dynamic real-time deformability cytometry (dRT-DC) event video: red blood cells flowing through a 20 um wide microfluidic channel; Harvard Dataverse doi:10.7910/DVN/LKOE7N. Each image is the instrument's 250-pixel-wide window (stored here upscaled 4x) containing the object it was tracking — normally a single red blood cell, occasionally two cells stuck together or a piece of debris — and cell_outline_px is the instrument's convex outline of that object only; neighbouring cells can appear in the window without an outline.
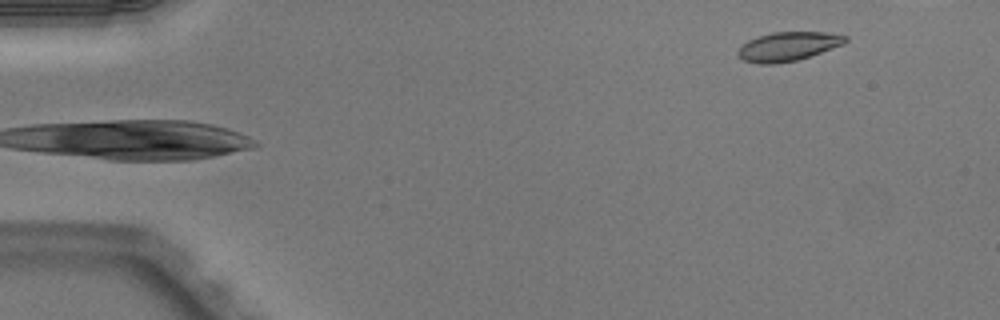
{"species": "Egyptian fruit bat (a non-hibernating species)", "species_latin": "Rousettus aegyptiacus", "temperature_condition": "warm", "stored_images_in_passage": 41, "camera_frame_rate_fps": 3000, "um_per_image_px": 0.085, "animal": {"sex": "male"}, "frame": {"image": 1, "passage_image": 1, "time_ms": 0.0, "image_size_px": [1000, 320], "cell_outline_px": [[848, 40], [844, 44], [796, 60], [776, 64], [760, 64], [744, 60], [736, 52], [748, 40], [756, 36], [772, 32], [824, 32], [848, 36]], "centroid_in_image_um": [66.98, 3.93], "position_along_channel_um": 18.0, "area_um2": 17.98}}
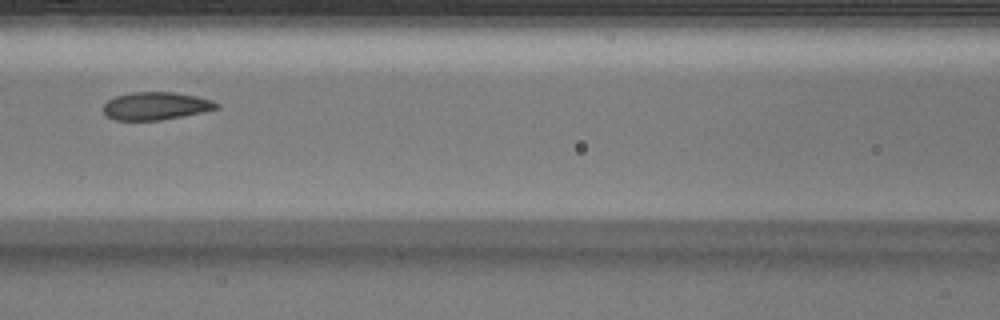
{"frame": {"image": 2, "passage_image": 19, "time_ms": 6.0, "image_size_px": [1000, 320], "cell_outline_px": [[220, 108], [204, 112], [160, 120], [116, 120], [108, 116], [104, 112], [104, 104], [108, 100], [116, 96], [132, 92], [172, 92], [196, 96], [212, 100], [220, 104]], "centroid_in_image_um": [13.28, 9.0], "position_along_channel_um": 153.3, "area_um2": 18.26}}
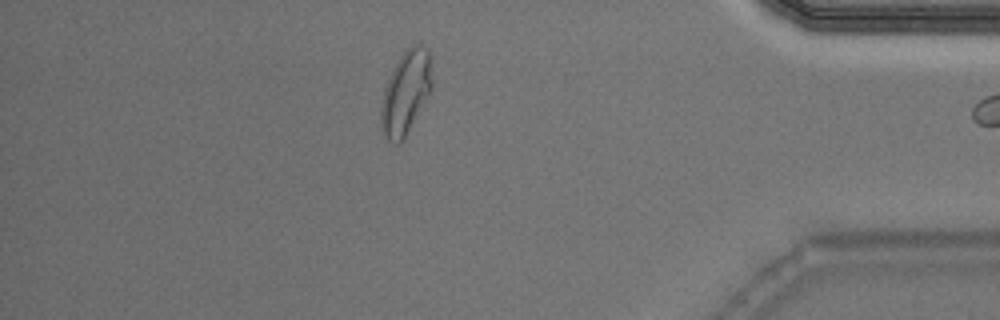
{"frame": {"image": 3, "passage_image": 40, "time_ms": 13.0, "image_size_px": [1000, 320], "cell_outline_px": [[432, 88], [400, 144], [396, 144], [388, 140], [380, 132], [380, 108], [384, 88], [400, 56], [412, 44], [420, 44], [428, 48], [432, 56]], "centroid_in_image_um": [34.49, 7.84], "position_along_channel_um": 400.7, "area_um2": 24.85}}